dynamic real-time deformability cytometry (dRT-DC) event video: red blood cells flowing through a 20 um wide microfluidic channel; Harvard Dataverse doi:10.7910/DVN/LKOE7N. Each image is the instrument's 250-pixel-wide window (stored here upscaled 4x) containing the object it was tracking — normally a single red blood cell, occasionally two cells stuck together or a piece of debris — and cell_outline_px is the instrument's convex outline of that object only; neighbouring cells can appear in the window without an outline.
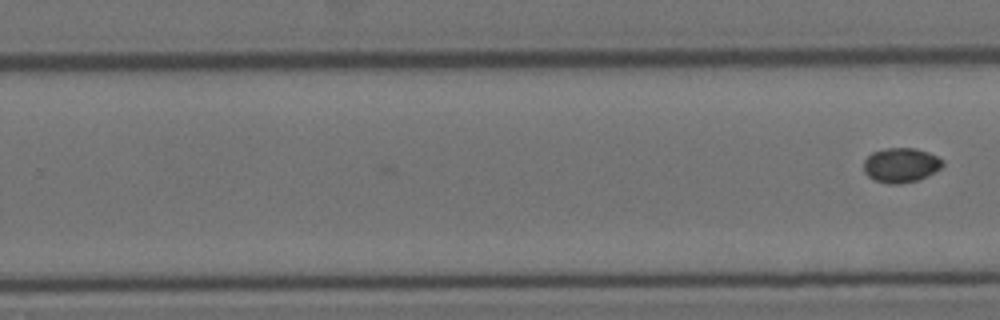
{"species": "Egyptian fruit bat (a non-hibernating species)", "species_latin": "Rousettus aegyptiacus", "temperature_condition": "cold", "stored_images_in_passage": 16, "camera_frame_rate_fps": 3000, "um_per_image_px": 0.085, "animal": {"sex": "female"}, "frame": {"image": 1, "passage_image": 16, "time_ms": 5.0, "image_size_px": [1000, 320], "cell_outline_px": [[944, 164], [940, 168], [916, 180], [900, 184], [888, 184], [872, 180], [864, 172], [864, 160], [872, 152], [888, 148], [916, 148], [928, 152], [944, 160]], "centroid_in_image_um": [76.54, 14.03], "position_along_channel_um": 253.3, "area_um2": 15.84}}